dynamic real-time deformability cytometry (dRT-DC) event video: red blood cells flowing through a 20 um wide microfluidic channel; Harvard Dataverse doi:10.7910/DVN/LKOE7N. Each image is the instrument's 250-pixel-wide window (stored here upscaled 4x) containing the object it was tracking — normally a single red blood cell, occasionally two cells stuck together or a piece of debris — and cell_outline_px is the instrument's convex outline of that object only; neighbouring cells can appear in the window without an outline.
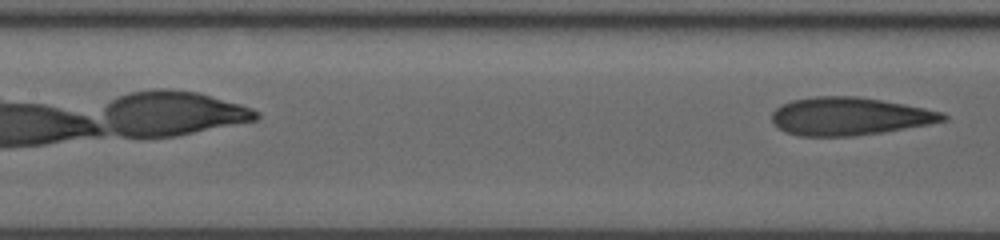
{"species": "human", "species_latin": "Homo sapiens", "temperature_condition": "room temperature", "stored_images_in_passage": 5, "camera_frame_rate_fps": 3000, "um_per_image_px": 0.085, "donor": {"sex": "male"}, "frame": {"image": 1, "passage_image": 5, "time_ms": 3.667, "image_size_px": [1000, 240], "cell_outline_px": [[948, 120], [928, 124], [880, 132], [852, 136], [800, 136], [788, 132], [780, 128], [772, 120], [772, 112], [780, 104], [792, 100], [816, 96], [856, 96], [904, 104], [944, 112], [948, 116]], "centroid_in_image_um": [72.21, 9.87], "position_along_channel_um": 135.2, "area_um2": 37.51}}